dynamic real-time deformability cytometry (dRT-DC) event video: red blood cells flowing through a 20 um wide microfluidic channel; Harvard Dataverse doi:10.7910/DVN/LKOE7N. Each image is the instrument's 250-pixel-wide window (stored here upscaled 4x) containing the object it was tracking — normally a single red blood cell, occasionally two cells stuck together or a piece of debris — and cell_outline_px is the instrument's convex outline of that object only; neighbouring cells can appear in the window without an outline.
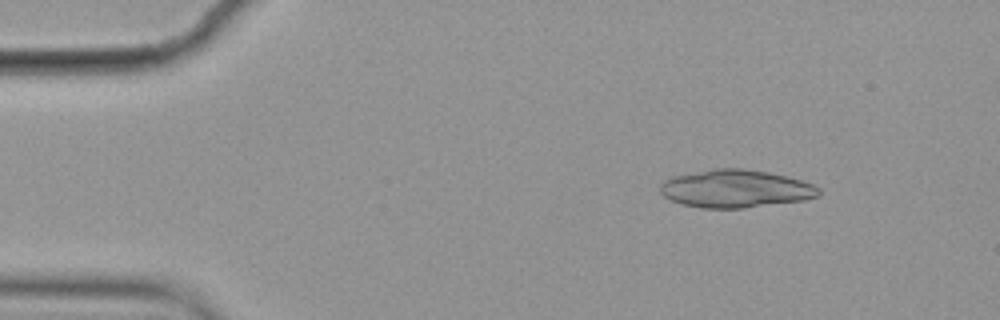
{"species": "common noctule bat (a hibernating species)", "species_latin": "Nyctalus noctula", "temperature_condition": "cold", "stored_images_in_passage": 10, "camera_frame_rate_fps": 3000, "um_per_image_px": 0.085, "animal": {"sex": "female", "body_mass_g": 19.9}, "frame": {"image": 1, "passage_image": 2, "time_ms": 0.333, "image_size_px": [1000, 320], "cell_outline_px": [[820, 196], [804, 200], [744, 208], [700, 208], [684, 204], [672, 200], [664, 196], [660, 192], [660, 184], [664, 180], [672, 176], [712, 168], [744, 168], [768, 172], [800, 180], [812, 184], [820, 188]], "centroid_in_image_um": [62.51, 16.03], "position_along_channel_um": 22.5, "area_um2": 35.03}}
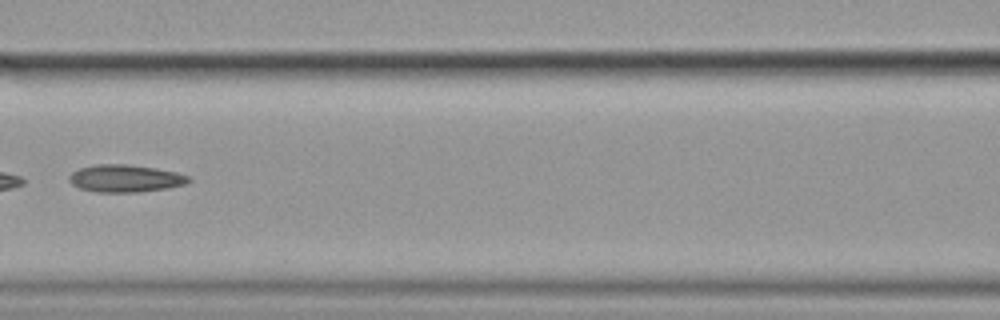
{"frame": {"image": 2, "passage_image": 7, "time_ms": 2.0, "image_size_px": [1000, 320], "cell_outline_px": [[192, 180], [184, 184], [168, 188], [140, 192], [96, 192], [80, 188], [72, 184], [68, 180], [68, 176], [72, 172], [80, 168], [96, 164], [128, 164], [156, 168], [176, 172], [188, 176]], "centroid_in_image_um": [10.64, 15.16], "position_along_channel_um": 156.0, "area_um2": 19.13}}
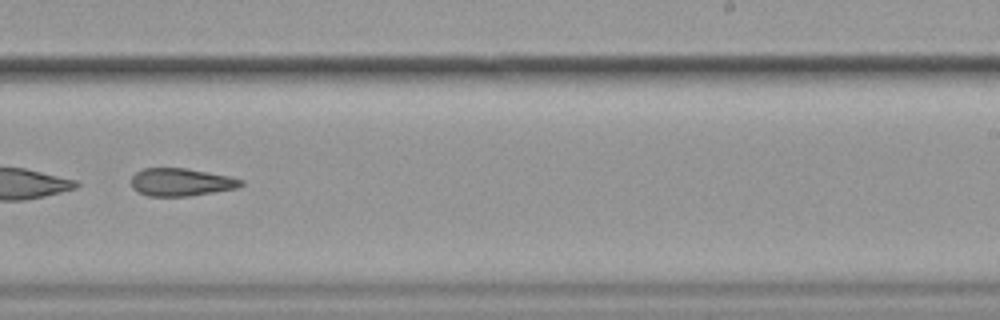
{"frame": {"image": 3, "passage_image": 10, "time_ms": 3.0, "image_size_px": [1000, 320], "cell_outline_px": [[244, 184], [236, 188], [188, 196], [148, 196], [132, 188], [132, 176], [136, 172], [144, 168], [184, 168], [228, 176], [244, 180]], "centroid_in_image_um": [15.38, 15.48], "position_along_channel_um": 273.6, "area_um2": 17.51}}